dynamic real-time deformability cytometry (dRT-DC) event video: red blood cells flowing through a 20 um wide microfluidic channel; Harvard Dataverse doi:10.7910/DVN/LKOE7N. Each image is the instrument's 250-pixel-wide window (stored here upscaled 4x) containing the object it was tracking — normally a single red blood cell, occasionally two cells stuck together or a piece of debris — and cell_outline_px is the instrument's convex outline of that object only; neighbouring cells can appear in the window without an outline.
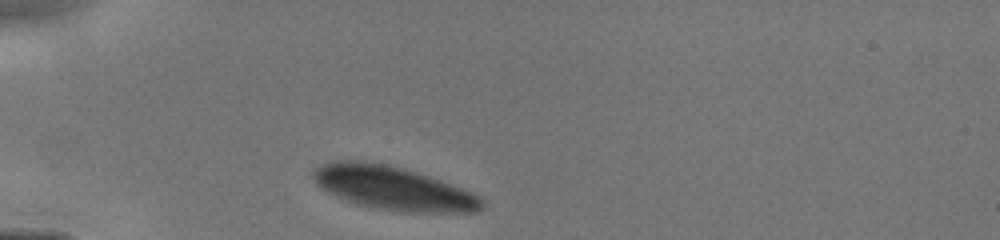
{"species": "human", "species_latin": "Homo sapiens", "temperature_condition": "cold", "stored_images_in_passage": 8, "camera_frame_rate_fps": 3000, "um_per_image_px": 0.085, "donor": {"sex": "male"}, "frame": {"image": 1, "passage_image": 1, "time_ms": 0.0, "image_size_px": [1000, 240], "cell_outline_px": [[484, 208], [476, 212], [412, 212], [368, 208], [344, 200], [328, 192], [316, 184], [312, 176], [312, 168], [320, 164], [332, 160], [356, 160], [380, 164], [400, 168], [428, 176], [472, 192], [484, 200]], "centroid_in_image_um": [33.36, 16.0], "position_along_channel_um": 51.6, "area_um2": 42.71}}
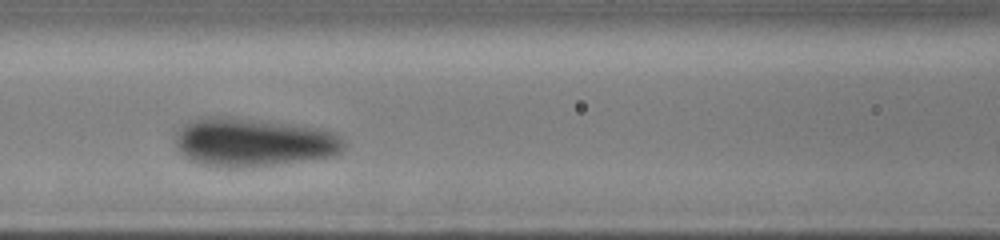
{"frame": {"image": 2, "passage_image": 5, "time_ms": 2.667, "image_size_px": [1000, 240], "cell_outline_px": [[344, 148], [336, 156], [244, 168], [228, 168], [200, 164], [188, 160], [180, 152], [176, 144], [176, 132], [184, 124], [200, 116], [228, 116], [320, 128], [332, 132], [340, 136], [344, 140]], "centroid_in_image_um": [21.5, 12.09], "position_along_channel_um": 145.1, "area_um2": 47.97}}
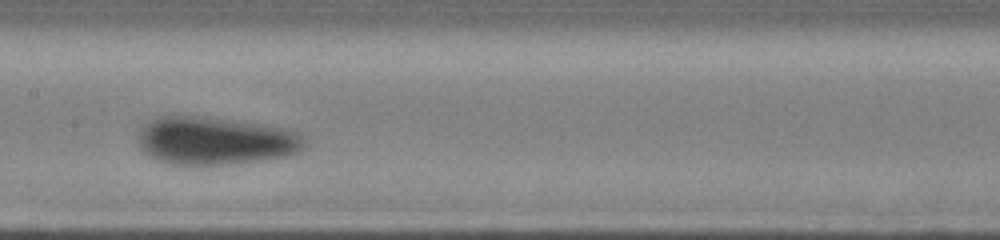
{"frame": {"image": 3, "passage_image": 7, "time_ms": 3.667, "image_size_px": [1000, 240], "cell_outline_px": [[304, 148], [288, 156], [236, 164], [204, 168], [192, 168], [172, 164], [156, 160], [148, 156], [140, 148], [140, 128], [148, 120], [156, 116], [204, 116], [260, 124], [284, 128], [296, 132], [304, 136]], "centroid_in_image_um": [18.25, 12.01], "position_along_channel_um": 189.1, "area_um2": 47.63}}